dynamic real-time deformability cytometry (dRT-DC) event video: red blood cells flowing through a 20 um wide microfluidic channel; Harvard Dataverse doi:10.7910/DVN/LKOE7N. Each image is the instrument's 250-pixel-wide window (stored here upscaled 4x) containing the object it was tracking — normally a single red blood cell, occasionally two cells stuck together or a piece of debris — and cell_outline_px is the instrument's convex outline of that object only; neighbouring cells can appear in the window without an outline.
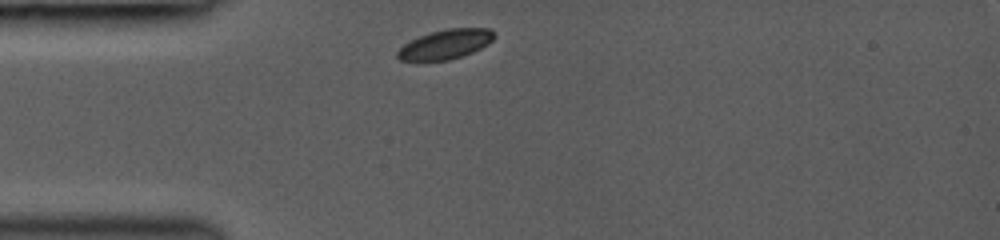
{"species": "common noctule bat (a hibernating species)", "species_latin": "Nyctalus noctula", "temperature_condition": "room temperature", "stored_images_in_passage": 30, "camera_frame_rate_fps": 3000, "um_per_image_px": 0.085, "animal": {"sex": "female", "body_mass_g": 19.0, "forearm_length_mm": 53.3}, "frame": {"image": 1, "passage_image": 1, "time_ms": 0.0, "image_size_px": [1000, 240], "cell_outline_px": [[496, 36], [488, 44], [472, 52], [448, 60], [400, 60], [396, 56], [396, 52], [404, 44], [420, 36], [432, 32], [448, 28], [488, 28], [496, 32]], "centroid_in_image_um": [37.9, 3.75], "position_along_channel_um": 47.1, "area_um2": 16.42}}
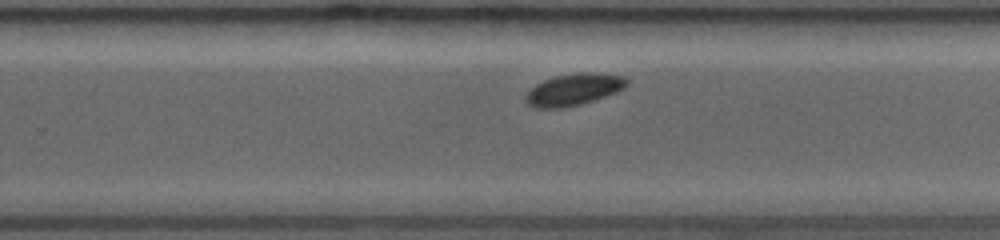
{"frame": {"image": 2, "passage_image": 19, "time_ms": 6.0, "image_size_px": [1000, 240], "cell_outline_px": [[628, 84], [624, 88], [616, 92], [580, 104], [564, 108], [532, 108], [524, 100], [524, 96], [536, 84], [544, 80], [556, 76], [576, 72], [596, 72], [624, 76], [628, 80]], "centroid_in_image_um": [48.75, 7.6], "position_along_channel_um": 281.0, "area_um2": 18.79}}
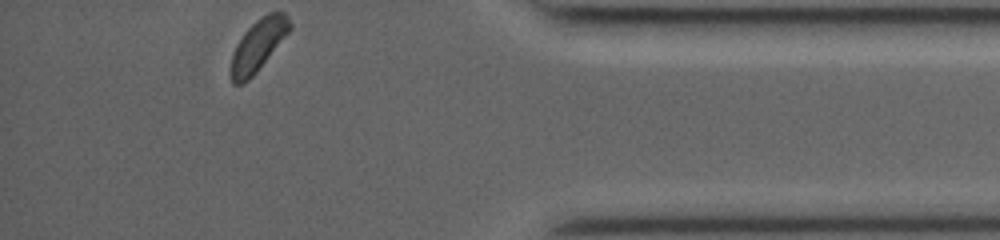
{"frame": {"image": 3, "passage_image": 30, "time_ms": 9.667, "image_size_px": [1000, 240], "cell_outline_px": [[292, 28], [256, 72], [248, 80], [240, 84], [232, 84], [232, 52], [236, 44], [244, 32], [256, 20], [268, 12], [284, 12], [288, 16], [292, 24]], "centroid_in_image_um": [21.96, 3.8], "position_along_channel_um": 413.2, "area_um2": 17.4}, "authors_computed_cell_mechanics": {"area_um2": 18.6116, "velocity_mm_per_s": 4.1463, "shape_relaxation_time_tau1_ms": 1.1154, "shape_relaxation_time_tau2_ms": null, "deformation_change_tau1": 0.027, "deformation_change_tau2": null}}